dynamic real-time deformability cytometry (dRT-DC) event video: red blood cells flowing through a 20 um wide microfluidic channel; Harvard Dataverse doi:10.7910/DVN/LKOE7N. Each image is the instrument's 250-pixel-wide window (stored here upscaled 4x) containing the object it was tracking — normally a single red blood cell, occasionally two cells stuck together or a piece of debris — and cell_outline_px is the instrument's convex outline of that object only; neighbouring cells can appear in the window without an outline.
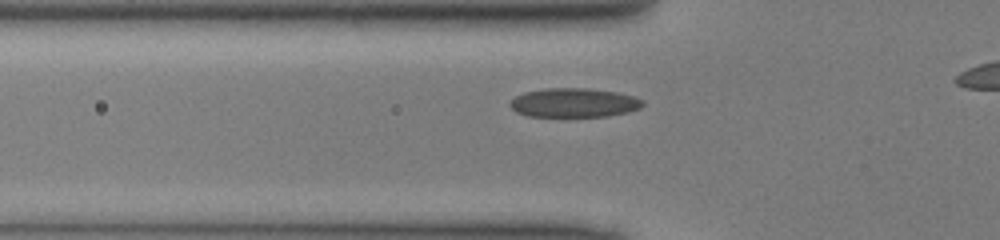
{"species": "common noctule bat (a hibernating species)", "species_latin": "Nyctalus noctula", "temperature_condition": "cold", "stored_images_in_passage": 37, "camera_frame_rate_fps": 3000, "um_per_image_px": 0.085, "animal": {"sex": "male", "body_mass_g": 13.0, "forearm_length_mm": 53.1}, "frame": {"image": 1, "passage_image": 13, "time_ms": 4.0, "image_size_px": [1000, 240], "cell_outline_px": [[644, 104], [640, 108], [628, 112], [608, 116], [528, 116], [516, 112], [508, 104], [516, 96], [524, 92], [544, 88], [588, 88], [616, 92], [636, 96], [644, 100]], "centroid_in_image_um": [48.81, 8.72], "position_along_channel_um": 77.0, "area_um2": 22.6}}
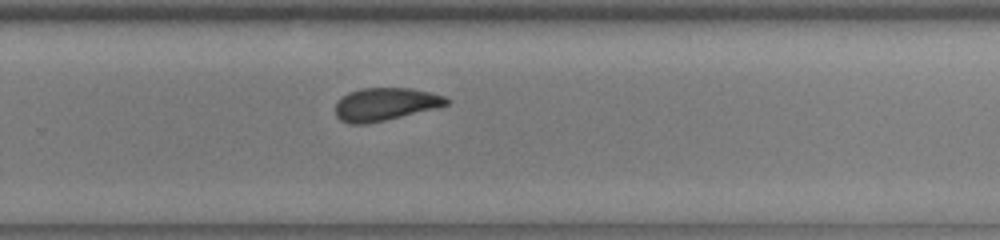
{"frame": {"image": 2, "passage_image": 29, "time_ms": 9.333, "image_size_px": [1000, 240], "cell_outline_px": [[448, 104], [436, 108], [368, 124], [348, 124], [340, 120], [336, 116], [336, 104], [348, 92], [360, 88], [408, 88], [428, 92], [444, 96], [448, 100]], "centroid_in_image_um": [32.71, 8.87], "position_along_channel_um": 297.1, "area_um2": 21.04}}
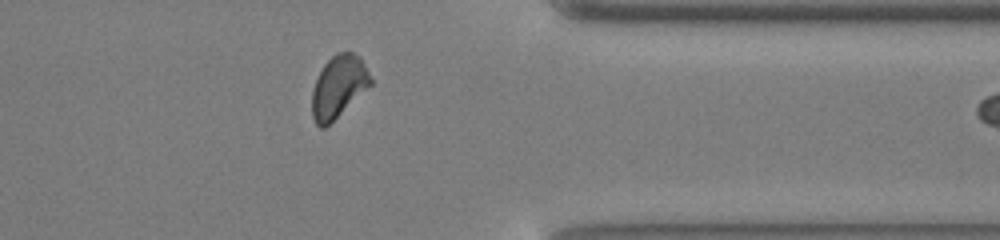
{"frame": {"image": 3, "passage_image": 36, "time_ms": 11.667, "image_size_px": [1000, 240], "cell_outline_px": [[372, 84], [324, 128], [320, 128], [312, 120], [312, 92], [316, 80], [324, 64], [336, 52], [352, 52], [360, 56], [372, 80]], "centroid_in_image_um": [28.76, 7.36], "position_along_channel_um": 382.6, "area_um2": 20.92}}